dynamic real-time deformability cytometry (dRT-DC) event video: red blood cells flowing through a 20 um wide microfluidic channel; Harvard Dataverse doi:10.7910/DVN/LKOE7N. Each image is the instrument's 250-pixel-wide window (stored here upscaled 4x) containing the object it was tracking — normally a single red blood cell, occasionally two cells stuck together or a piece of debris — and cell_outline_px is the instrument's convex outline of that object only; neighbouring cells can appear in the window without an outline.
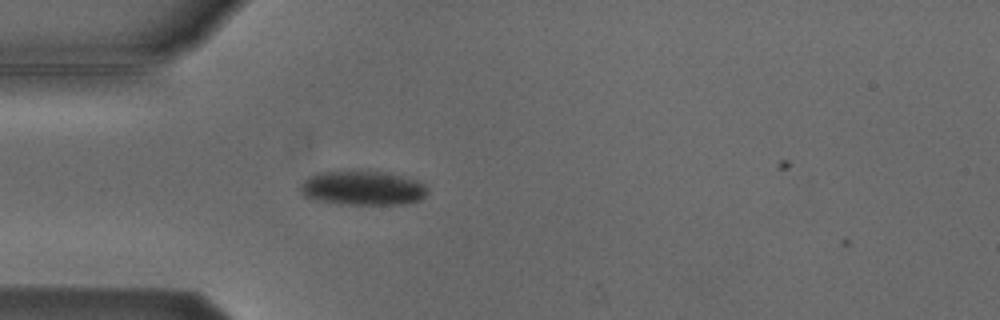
{"species": "Egyptian fruit bat (a non-hibernating species)", "species_latin": "Rousettus aegyptiacus", "temperature_condition": "cold", "stored_images_in_passage": 1, "camera_frame_rate_fps": 3000, "um_per_image_px": 0.085, "animal": {"sex": "male"}, "frame": {"image": 1, "passage_image": 1, "time_ms": 0.0, "image_size_px": [1000, 320], "cell_outline_px": [[428, 192], [420, 200], [408, 204], [336, 204], [316, 200], [304, 196], [300, 192], [300, 184], [308, 176], [316, 172], [388, 172], [416, 180], [424, 184]], "centroid_in_image_um": [30.81, 16.0], "position_along_channel_um": 54.2, "area_um2": 25.43}}